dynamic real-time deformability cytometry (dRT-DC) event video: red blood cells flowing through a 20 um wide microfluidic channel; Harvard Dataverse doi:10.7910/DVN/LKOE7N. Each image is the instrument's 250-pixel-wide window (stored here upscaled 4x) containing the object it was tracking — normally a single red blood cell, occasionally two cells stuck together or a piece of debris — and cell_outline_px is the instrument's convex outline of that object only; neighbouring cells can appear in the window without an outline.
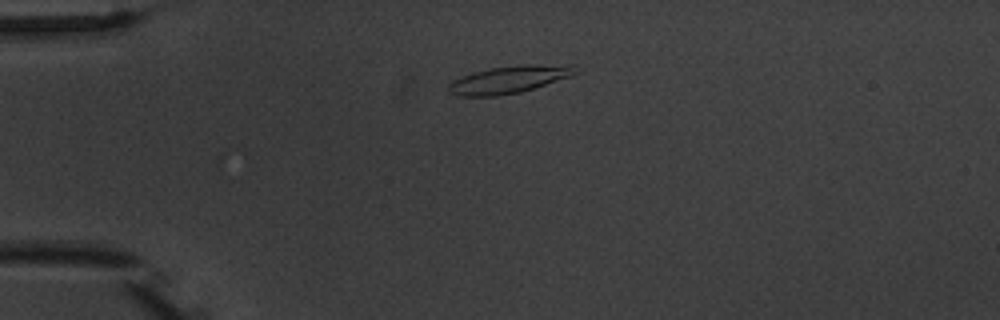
{"species": "common noctule bat (a hibernating species)", "species_latin": "Nyctalus noctula", "temperature_condition": "warm", "stored_images_in_passage": 7, "camera_frame_rate_fps": 3000, "um_per_image_px": 0.085, "animal": {"sex": "male", "body_mass_g": 20.1, "forearm_length_mm": 53.5}, "frame": {"image": 1, "passage_image": 1, "time_ms": 0.0, "image_size_px": [1000, 320], "cell_outline_px": [[580, 72], [520, 92], [496, 96], [460, 96], [448, 92], [448, 84], [452, 80], [472, 72], [492, 68], [520, 64], [572, 64]], "centroid_in_image_um": [43.24, 6.74], "position_along_channel_um": 41.8, "area_um2": 20.17}}